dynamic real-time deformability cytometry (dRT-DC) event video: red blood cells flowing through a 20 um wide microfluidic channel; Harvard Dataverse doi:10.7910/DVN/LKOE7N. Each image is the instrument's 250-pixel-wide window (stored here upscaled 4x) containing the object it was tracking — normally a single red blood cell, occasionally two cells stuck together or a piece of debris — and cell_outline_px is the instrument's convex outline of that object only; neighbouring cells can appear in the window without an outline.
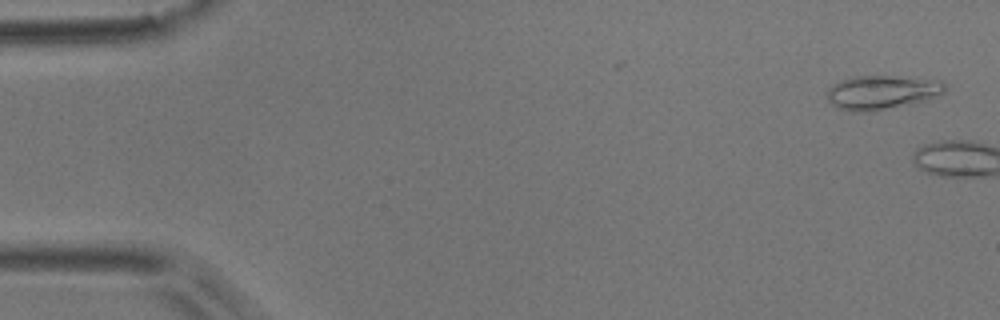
{"species": "common noctule bat (a hibernating species)", "species_latin": "Nyctalus noctula", "temperature_condition": "room temperature", "stored_images_in_passage": 4, "camera_frame_rate_fps": 3000, "um_per_image_px": 0.085, "animal": {"sex": "male", "body_mass_g": 17.9}, "frame": {"image": 1, "passage_image": 2, "time_ms": 0.333, "image_size_px": [1000, 320], "cell_outline_px": [[944, 92], [928, 100], [912, 104], [860, 112], [856, 112], [836, 108], [828, 100], [828, 88], [832, 84], [856, 76], [892, 76], [944, 80]], "centroid_in_image_um": [74.98, 7.84], "position_along_channel_um": 10.0, "area_um2": 23.18}}